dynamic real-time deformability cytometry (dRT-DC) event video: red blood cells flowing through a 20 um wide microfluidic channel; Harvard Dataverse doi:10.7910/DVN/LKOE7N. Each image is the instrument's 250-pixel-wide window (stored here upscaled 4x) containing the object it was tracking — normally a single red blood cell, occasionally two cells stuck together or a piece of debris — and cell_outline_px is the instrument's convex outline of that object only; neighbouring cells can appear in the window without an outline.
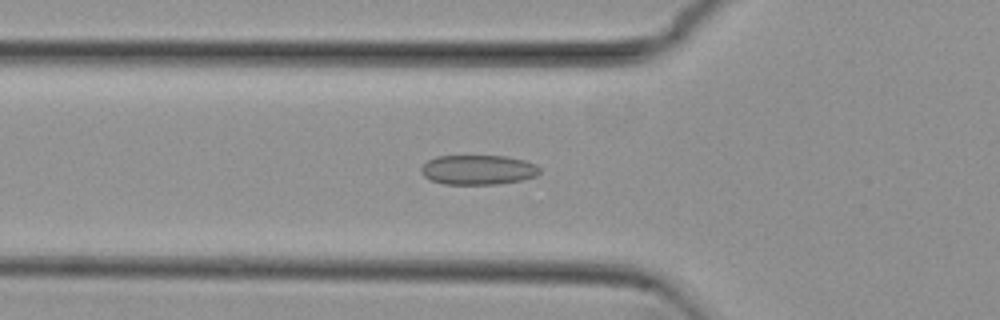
{"species": "common noctule bat (a hibernating species)", "species_latin": "Nyctalus noctula", "temperature_condition": "cold", "stored_images_in_passage": 53, "camera_frame_rate_fps": 3000, "um_per_image_px": 0.085, "animal": {"sex": "female", "body_mass_g": 29.2, "forearm_length_mm": 56.3}, "frame": {"image": 1, "passage_image": 18, "time_ms": 5.667, "image_size_px": [1000, 320], "cell_outline_px": [[540, 172], [536, 176], [520, 180], [496, 184], [444, 184], [432, 180], [424, 176], [420, 172], [420, 168], [428, 160], [436, 156], [504, 156], [524, 160], [536, 164], [540, 168]], "centroid_in_image_um": [40.63, 14.43], "position_along_channel_um": 85.2, "area_um2": 20.46}}
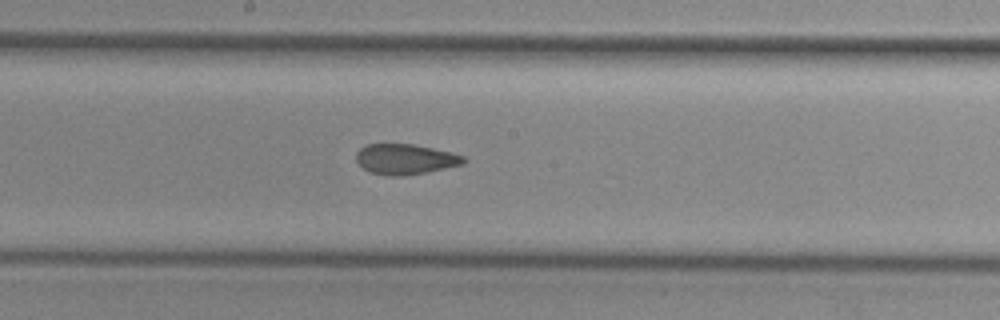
{"frame": {"image": 2, "passage_image": 28, "time_ms": 9.0, "image_size_px": [1000, 320], "cell_outline_px": [[468, 160], [464, 164], [404, 176], [388, 176], [372, 172], [364, 168], [356, 160], [356, 152], [360, 148], [368, 144], [412, 144], [452, 152], [464, 156]], "centroid_in_image_um": [34.47, 13.52], "position_along_channel_um": 213.7, "area_um2": 18.9}}
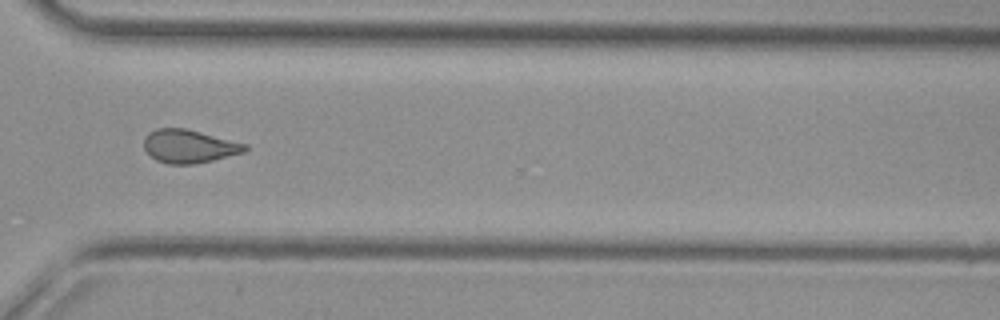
{"frame": {"image": 3, "passage_image": 39, "time_ms": 12.667, "image_size_px": [1000, 320], "cell_outline_px": [[248, 148], [244, 152], [212, 160], [192, 164], [168, 164], [156, 160], [144, 148], [144, 140], [148, 132], [156, 128], [184, 128], [248, 144]], "centroid_in_image_um": [16.06, 12.43], "position_along_channel_um": 354.5, "area_um2": 19.42}, "authors_computed_cell_mechanics": {"area_um2": 19.9988, "velocity_mm_per_s": 3.837, "shape_relaxation_time_tau1_ms": null, "shape_relaxation_time_tau2_ms": 2.3449, "deformation_change_tau1": null, "deformation_change_tau2": 0.0791}}